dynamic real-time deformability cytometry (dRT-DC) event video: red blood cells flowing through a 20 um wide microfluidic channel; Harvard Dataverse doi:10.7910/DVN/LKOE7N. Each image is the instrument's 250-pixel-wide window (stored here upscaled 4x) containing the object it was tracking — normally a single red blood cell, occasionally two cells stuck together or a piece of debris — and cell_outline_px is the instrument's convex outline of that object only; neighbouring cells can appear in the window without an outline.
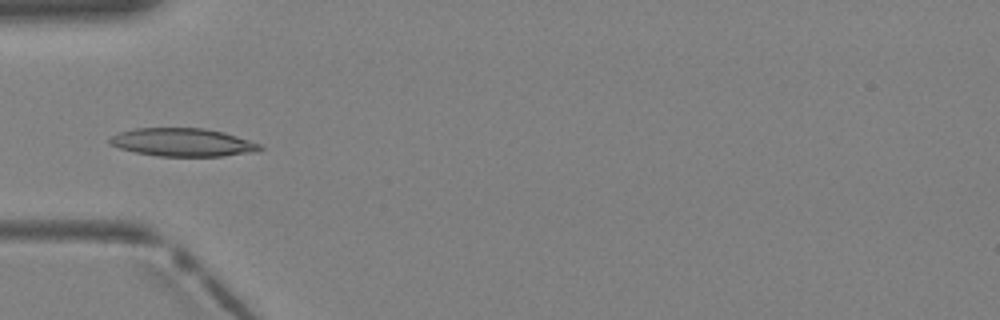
{"species": "Egyptian fruit bat (a non-hibernating species)", "species_latin": "Rousettus aegyptiacus", "temperature_condition": "warm", "stored_images_in_passage": 4, "camera_frame_rate_fps": 3000, "um_per_image_px": 0.085, "animal": {"sex": "female"}, "frame": {"image": 1, "passage_image": 4, "time_ms": 1.0, "image_size_px": [1000, 320], "cell_outline_px": [[264, 148], [252, 152], [224, 156], [160, 156], [136, 152], [120, 148], [108, 144], [108, 140], [112, 136], [120, 132], [132, 128], [204, 128], [224, 132], [260, 144]], "centroid_in_image_um": [15.5, 12.09], "position_along_channel_um": 69.5, "area_um2": 24.51}}